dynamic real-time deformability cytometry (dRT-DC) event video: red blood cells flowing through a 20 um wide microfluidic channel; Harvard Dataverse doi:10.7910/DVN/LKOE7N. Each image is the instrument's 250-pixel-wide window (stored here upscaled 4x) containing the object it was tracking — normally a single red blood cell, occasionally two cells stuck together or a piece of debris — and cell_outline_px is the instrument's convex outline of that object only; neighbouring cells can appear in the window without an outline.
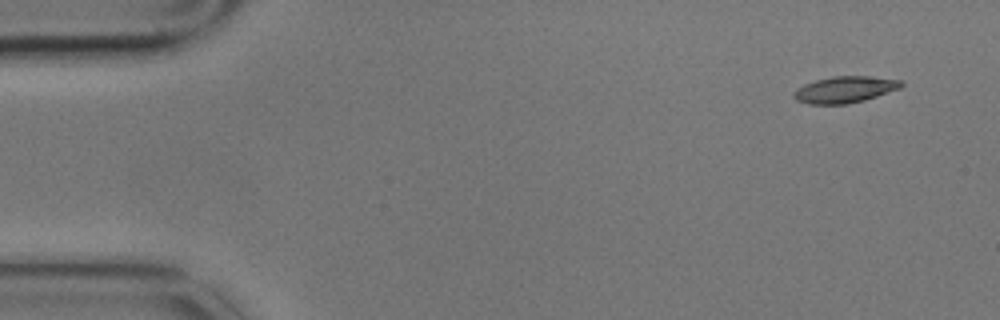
{"species": "common noctule bat (a hibernating species)", "species_latin": "Nyctalus noctula", "temperature_condition": "cold", "stored_images_in_passage": 5, "camera_frame_rate_fps": 3000, "um_per_image_px": 0.085, "animal": {"sex": "male", "body_mass_g": 17.9}, "frame": {"image": 1, "passage_image": 1, "time_ms": 0.0, "image_size_px": [1000, 320], "cell_outline_px": [[904, 84], [900, 88], [864, 100], [844, 104], [808, 104], [796, 100], [792, 96], [792, 92], [796, 88], [804, 84], [816, 80], [832, 76], [868, 76], [900, 80]], "centroid_in_image_um": [71.75, 7.61], "position_along_channel_um": 13.2, "area_um2": 16.53}}
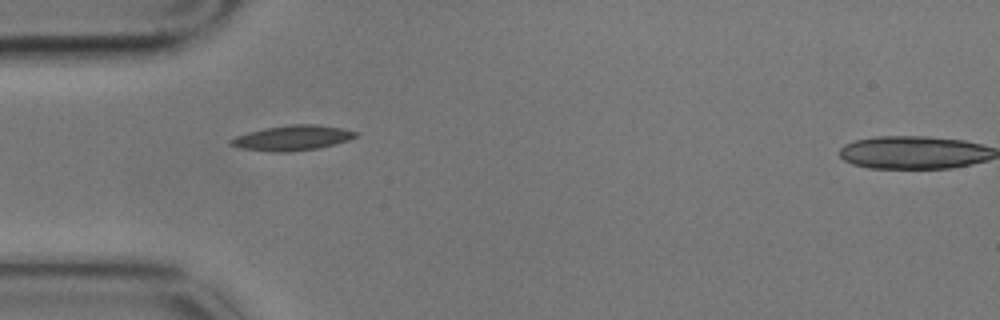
{"frame": {"image": 2, "passage_image": 4, "time_ms": 1.0, "image_size_px": [1000, 320], "cell_outline_px": [[360, 136], [336, 144], [320, 148], [288, 152], [272, 152], [240, 148], [228, 144], [228, 140], [236, 136], [248, 132], [264, 128], [292, 124], [316, 124], [344, 128], [360, 132]], "centroid_in_image_um": [24.89, 11.72], "position_along_channel_um": 60.1, "area_um2": 18.61}}